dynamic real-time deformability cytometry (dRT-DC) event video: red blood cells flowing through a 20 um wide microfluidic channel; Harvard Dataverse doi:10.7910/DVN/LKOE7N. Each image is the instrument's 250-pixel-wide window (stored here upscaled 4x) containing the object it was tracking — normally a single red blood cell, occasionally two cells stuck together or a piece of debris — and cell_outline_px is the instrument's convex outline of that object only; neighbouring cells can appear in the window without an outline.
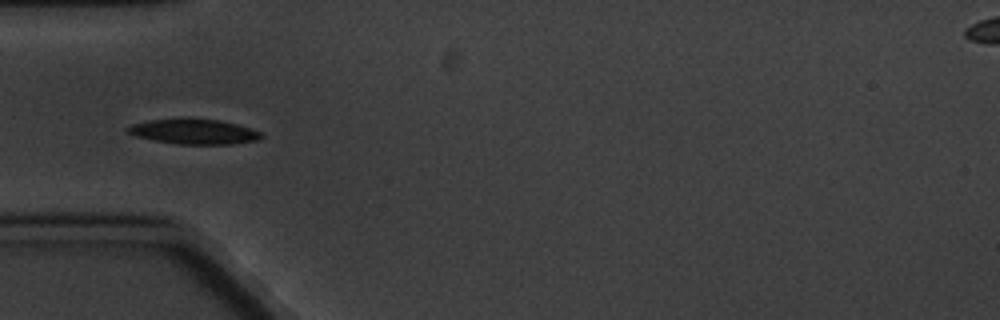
{"species": "common noctule bat (a hibernating species)", "species_latin": "Nyctalus noctula", "temperature_condition": "cold", "stored_images_in_passage": 8, "camera_frame_rate_fps": 3000, "um_per_image_px": 0.085, "animal": {"sex": "male", "body_mass_g": 20.1, "forearm_length_mm": 53.5}, "frame": {"image": 1, "passage_image": 5, "time_ms": 4.667, "image_size_px": [1000, 320], "cell_outline_px": [[264, 136], [260, 140], [232, 144], [176, 144], [136, 136], [124, 132], [124, 128], [132, 124], [148, 120], [220, 120], [236, 124], [260, 132]], "centroid_in_image_um": [16.47, 11.21], "position_along_channel_um": 68.5, "area_um2": 19.07}}
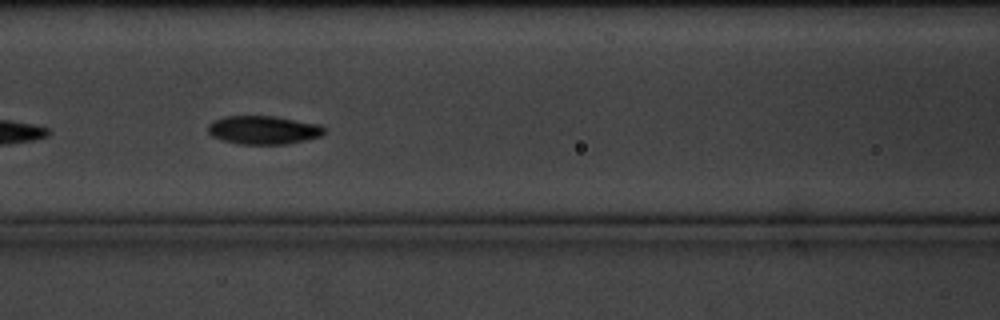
{"frame": {"image": 2, "passage_image": 7, "time_ms": 7.0, "image_size_px": [1000, 320], "cell_outline_px": [[324, 132], [320, 136], [288, 144], [240, 144], [224, 140], [212, 136], [208, 132], [208, 124], [212, 120], [224, 116], [276, 116], [320, 124], [324, 128]], "centroid_in_image_um": [22.37, 11.04], "position_along_channel_um": 144.2, "area_um2": 19.31}}